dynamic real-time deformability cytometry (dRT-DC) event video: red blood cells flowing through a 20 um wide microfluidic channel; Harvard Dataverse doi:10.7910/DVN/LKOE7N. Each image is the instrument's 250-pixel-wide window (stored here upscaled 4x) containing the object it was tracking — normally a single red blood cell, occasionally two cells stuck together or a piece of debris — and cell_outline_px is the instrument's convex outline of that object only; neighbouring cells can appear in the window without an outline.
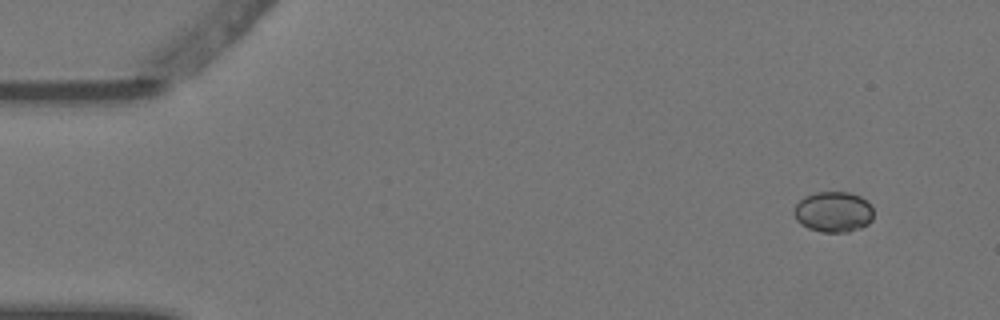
{"species": "Egyptian fruit bat (a non-hibernating species)", "species_latin": "Rousettus aegyptiacus", "temperature_condition": "warm", "stored_images_in_passage": 5, "camera_frame_rate_fps": 3000, "um_per_image_px": 0.085, "animal": {"sex": "female"}, "frame": {"image": 1, "passage_image": 1, "time_ms": 0.0, "image_size_px": [1000, 320], "cell_outline_px": [[872, 220], [868, 224], [860, 228], [848, 232], [820, 232], [808, 228], [800, 224], [796, 220], [792, 212], [796, 204], [804, 196], [816, 192], [848, 192], [860, 196], [872, 208]], "centroid_in_image_um": [70.79, 18.02], "position_along_channel_um": 14.2, "area_um2": 18.9}}
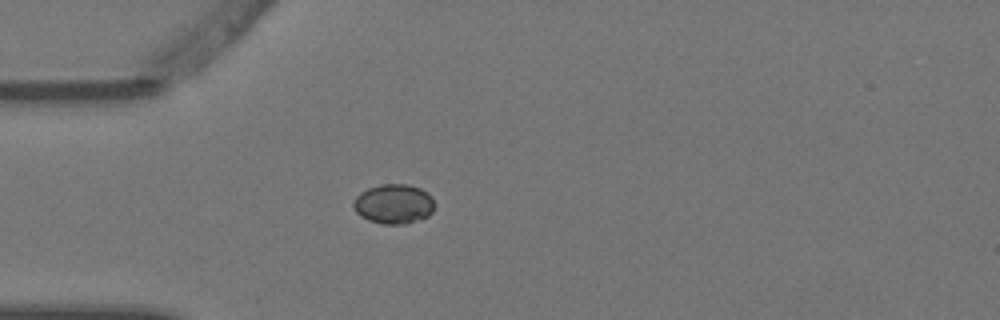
{"frame": {"image": 2, "passage_image": 4, "time_ms": 1.0, "image_size_px": [1000, 320], "cell_outline_px": [[436, 204], [432, 212], [428, 216], [420, 220], [404, 224], [380, 224], [368, 220], [360, 216], [356, 212], [352, 204], [356, 196], [360, 192], [368, 188], [380, 184], [408, 184], [420, 188], [428, 192], [432, 196]], "centroid_in_image_um": [33.49, 17.34], "position_along_channel_um": 51.5, "area_um2": 19.13}}